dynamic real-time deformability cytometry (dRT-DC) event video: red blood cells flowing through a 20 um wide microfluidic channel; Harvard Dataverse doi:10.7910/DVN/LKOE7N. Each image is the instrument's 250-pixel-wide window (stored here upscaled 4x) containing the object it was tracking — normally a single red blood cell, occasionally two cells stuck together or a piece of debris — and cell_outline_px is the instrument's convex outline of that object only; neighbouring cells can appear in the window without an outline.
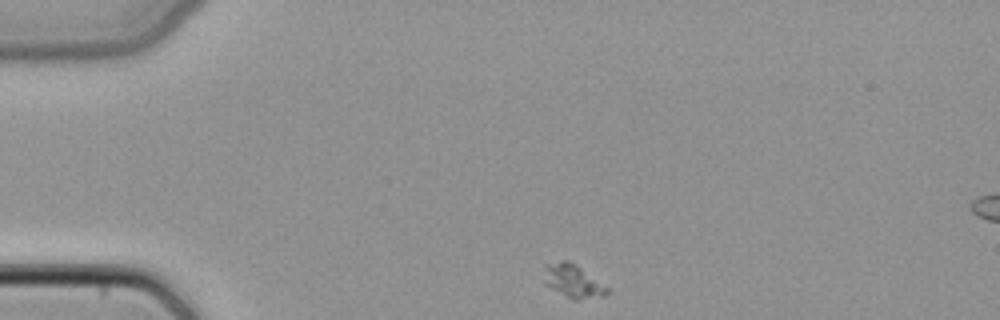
{"species": "common noctule bat (a hibernating species)", "species_latin": "Nyctalus noctula", "temperature_condition": "cold", "stored_images_in_passage": 41, "camera_frame_rate_fps": 3000, "um_per_image_px": 0.085, "animal": {"sex": "female", "body_mass_g": 22.7, "forearm_length_mm": 54.2}, "frame": {"image": 1, "passage_image": 1, "time_ms": 0.0, "image_size_px": [1000, 320], "cell_outline_px": [[608, 292], [604, 296], [576, 300], [572, 300], [544, 284], [544, 264], [560, 260], [568, 260], [576, 264], [608, 288]], "centroid_in_image_um": [48.66, 23.88], "position_along_channel_um": 36.3, "area_um2": 12.25}}
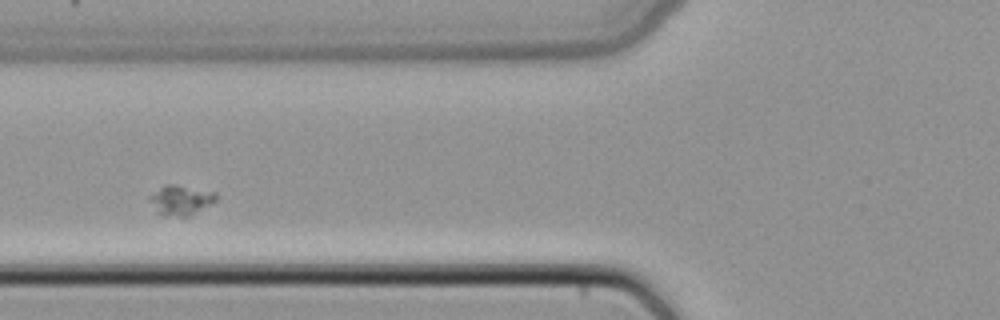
{"frame": {"image": 2, "passage_image": 10, "time_ms": 3.0, "image_size_px": [1000, 320], "cell_outline_px": [[216, 200], [188, 216], [180, 216], [156, 212], [148, 196], [164, 184], [176, 184], [216, 192]], "centroid_in_image_um": [15.35, 16.96], "position_along_channel_um": 110.5, "area_um2": 11.21}}
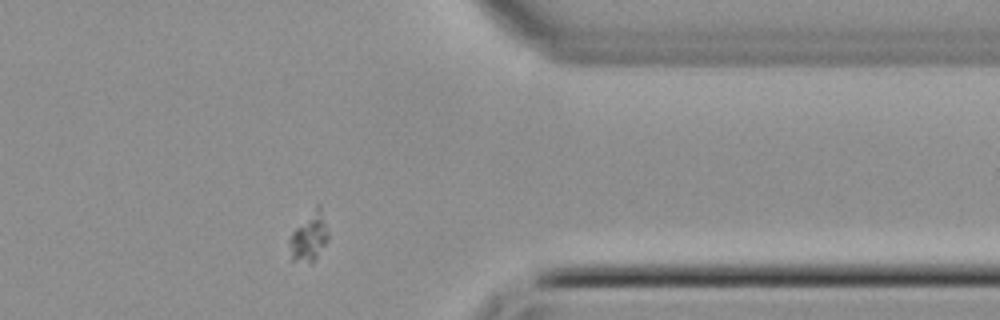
{"frame": {"image": 3, "passage_image": 31, "time_ms": 10.0, "image_size_px": [1000, 320], "cell_outline_px": [[328, 240], [316, 256], [312, 260], [292, 260], [288, 240], [292, 232], [316, 204], [320, 204], [328, 232]], "centroid_in_image_um": [26.27, 20.05], "position_along_channel_um": 385.1, "area_um2": 10.64}}